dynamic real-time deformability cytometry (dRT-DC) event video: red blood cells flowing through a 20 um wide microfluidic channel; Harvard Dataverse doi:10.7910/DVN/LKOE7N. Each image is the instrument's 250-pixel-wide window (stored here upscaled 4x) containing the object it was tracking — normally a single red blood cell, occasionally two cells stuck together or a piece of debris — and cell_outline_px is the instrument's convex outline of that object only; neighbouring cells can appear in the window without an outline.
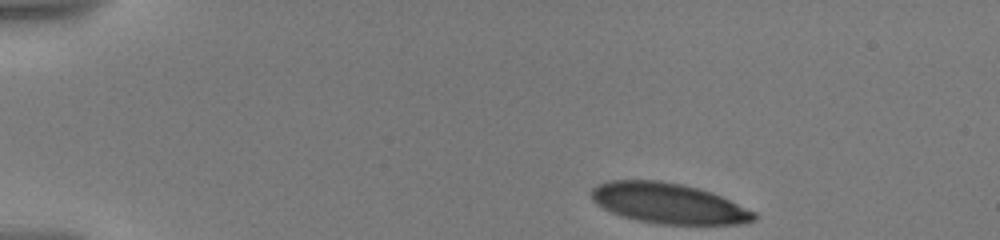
{"species": "human", "species_latin": "Homo sapiens", "temperature_condition": "warm", "stored_images_in_passage": 36, "camera_frame_rate_fps": 3000, "um_per_image_px": 0.085, "donor": {"sex": "male"}, "frame": {"image": 1, "passage_image": 1, "time_ms": 0.0, "image_size_px": [1000, 240], "cell_outline_px": [[756, 220], [740, 224], [664, 224], [640, 220], [624, 216], [612, 212], [596, 204], [592, 200], [592, 188], [608, 180], [656, 180], [680, 184], [696, 188], [720, 196], [756, 212]], "centroid_in_image_um": [56.82, 17.28], "position_along_channel_um": 28.2, "area_um2": 37.69}}
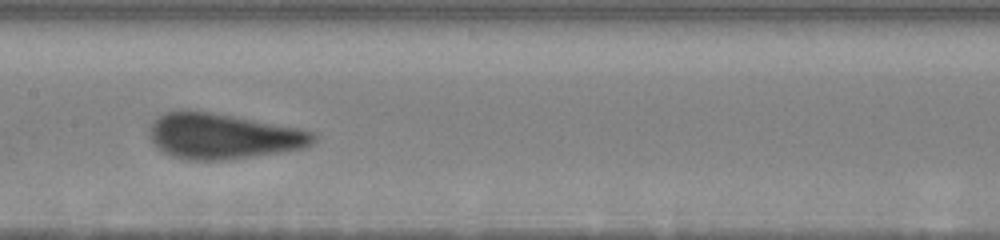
{"frame": {"image": 2, "passage_image": 15, "time_ms": 7.0, "image_size_px": [1000, 240], "cell_outline_px": [[316, 140], [300, 148], [276, 152], [224, 160], [188, 160], [172, 156], [164, 152], [148, 136], [148, 132], [152, 120], [160, 112], [180, 108], [188, 108], [232, 116], [296, 128], [312, 132], [316, 136]], "centroid_in_image_um": [18.8, 11.53], "position_along_channel_um": 188.6, "area_um2": 43.29}}
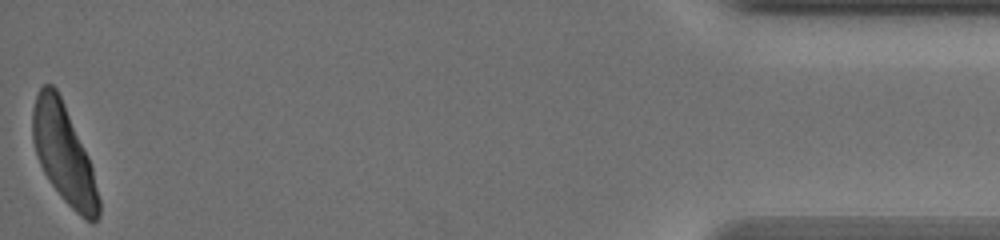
{"frame": {"image": 3, "passage_image": 36, "time_ms": 16.0, "image_size_px": [1000, 240], "cell_outline_px": [[100, 216], [92, 224], [80, 216], [60, 196], [44, 172], [40, 164], [32, 140], [32, 108], [36, 96], [40, 88], [44, 84], [52, 84], [56, 88], [64, 104], [88, 156], [92, 168], [100, 200]], "centroid_in_image_um": [5.42, 13.1], "position_along_channel_um": 429.8, "area_um2": 37.63}, "authors_computed_cell_mechanics": {"area_um2": 40.6334, "velocity_mm_per_s": 3.5464, "shape_relaxation_time_tau1_ms": 3.5444, "shape_relaxation_time_tau2_ms": null, "deformation_change_tau1": 0.1784, "deformation_change_tau2": null}}